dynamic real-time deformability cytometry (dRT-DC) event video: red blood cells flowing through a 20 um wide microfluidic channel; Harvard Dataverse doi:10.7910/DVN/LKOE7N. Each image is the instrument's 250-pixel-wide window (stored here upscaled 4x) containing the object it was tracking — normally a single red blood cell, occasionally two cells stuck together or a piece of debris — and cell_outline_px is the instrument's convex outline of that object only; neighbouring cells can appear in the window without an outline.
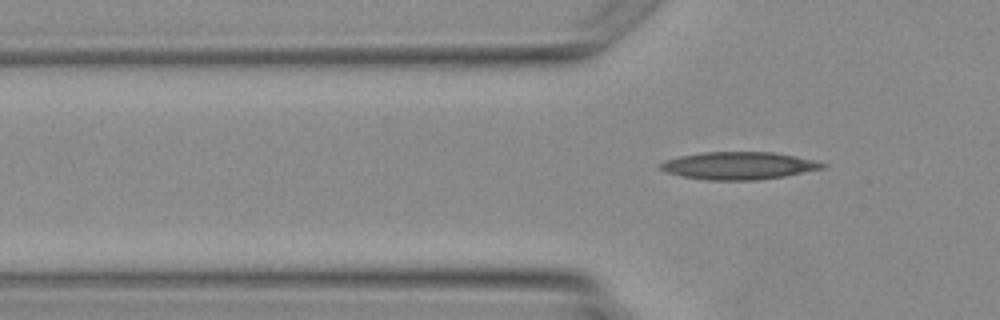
{"species": "Egyptian fruit bat (a non-hibernating species)", "species_latin": "Rousettus aegyptiacus", "temperature_condition": "warm", "stored_images_in_passage": 2, "camera_frame_rate_fps": 3000, "um_per_image_px": 0.085, "animal": {"sex": "female"}, "frame": {"image": 1, "passage_image": 2, "time_ms": 1.333, "image_size_px": [1000, 320], "cell_outline_px": [[828, 164], [824, 168], [784, 176], [756, 180], [704, 180], [664, 172], [656, 164], [664, 160], [680, 156], [704, 152], [772, 152], [796, 156], [816, 160]], "centroid_in_image_um": [62.77, 14.08], "position_along_channel_um": 63.0, "area_um2": 26.13}}